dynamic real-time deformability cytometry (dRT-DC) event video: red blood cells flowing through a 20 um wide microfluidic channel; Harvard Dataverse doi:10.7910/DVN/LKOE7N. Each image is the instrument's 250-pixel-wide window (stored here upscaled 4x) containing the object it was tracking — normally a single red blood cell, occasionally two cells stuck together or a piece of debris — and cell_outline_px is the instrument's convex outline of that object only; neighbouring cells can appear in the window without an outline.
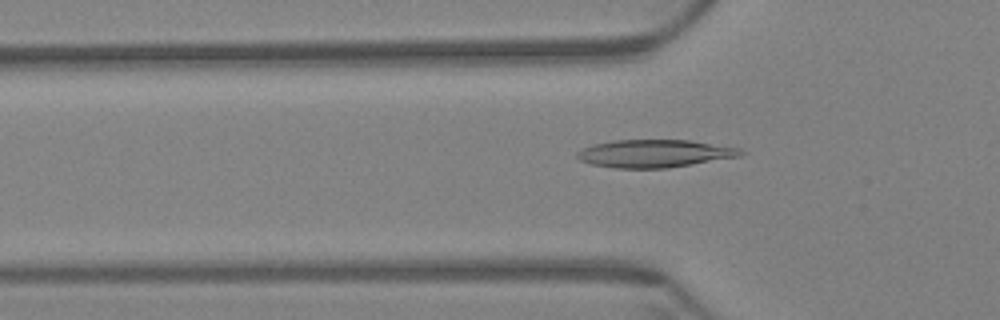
{"species": "Egyptian fruit bat (a non-hibernating species)", "species_latin": "Rousettus aegyptiacus", "temperature_condition": "warm", "stored_images_in_passage": 43, "camera_frame_rate_fps": 3000, "um_per_image_px": 0.085, "animal": {"sex": "female"}, "frame": {"image": 1, "passage_image": 3, "time_ms": 0.667, "image_size_px": [1000, 320], "cell_outline_px": [[744, 152], [740, 156], [668, 168], [616, 168], [592, 164], [580, 160], [576, 156], [576, 152], [592, 144], [612, 140], [692, 140], [740, 148]], "centroid_in_image_um": [55.62, 13.04], "position_along_channel_um": 70.2, "area_um2": 26.41}}
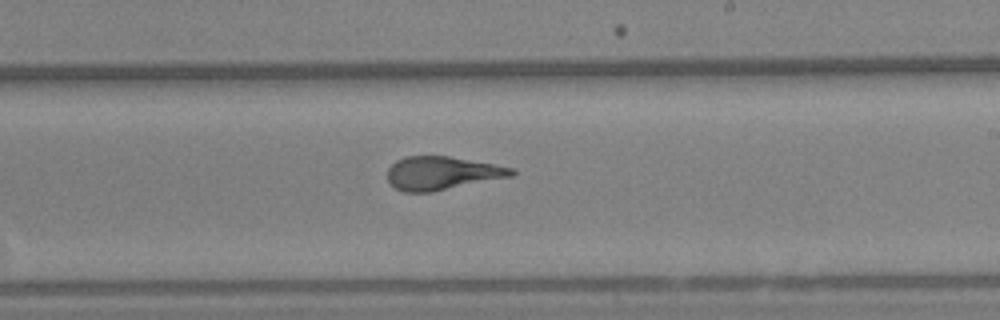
{"frame": {"image": 2, "passage_image": 19, "time_ms": 6.0, "image_size_px": [1000, 320], "cell_outline_px": [[516, 172], [512, 176], [432, 192], [404, 192], [396, 188], [388, 180], [388, 168], [396, 160], [408, 156], [448, 156], [516, 168]], "centroid_in_image_um": [37.58, 14.72], "position_along_channel_um": 251.4, "area_um2": 23.99}}
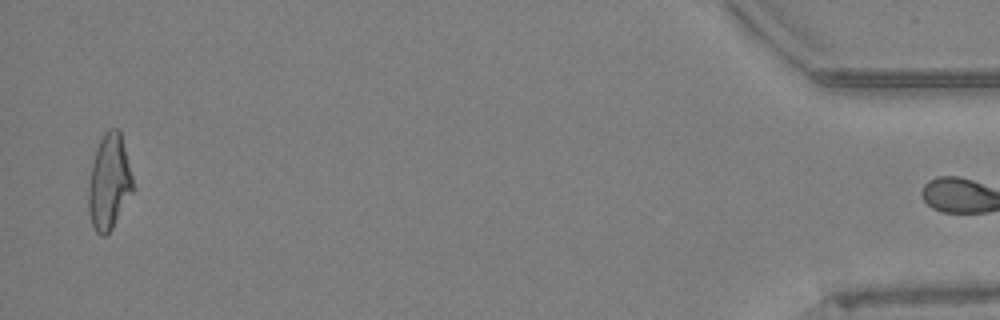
{"frame": {"image": 3, "passage_image": 42, "time_ms": 13.667, "image_size_px": [1000, 320], "cell_outline_px": [[136, 188], [112, 228], [104, 236], [100, 236], [96, 232], [92, 224], [88, 212], [88, 180], [96, 148], [104, 132], [108, 128], [116, 128], [120, 132]], "centroid_in_image_um": [9.28, 15.48], "position_along_channel_um": 425.9, "area_um2": 24.97}, "authors_computed_cell_mechanics": {"area_um2": 24.565, "velocity_mm_per_s": 3.4086, "shape_relaxation_time_tau1_ms": 8.0333, "shape_relaxation_time_tau2_ms": 1.5251, "deformation_change_tau1": 0.239, "deformation_change_tau2": 0.08}}